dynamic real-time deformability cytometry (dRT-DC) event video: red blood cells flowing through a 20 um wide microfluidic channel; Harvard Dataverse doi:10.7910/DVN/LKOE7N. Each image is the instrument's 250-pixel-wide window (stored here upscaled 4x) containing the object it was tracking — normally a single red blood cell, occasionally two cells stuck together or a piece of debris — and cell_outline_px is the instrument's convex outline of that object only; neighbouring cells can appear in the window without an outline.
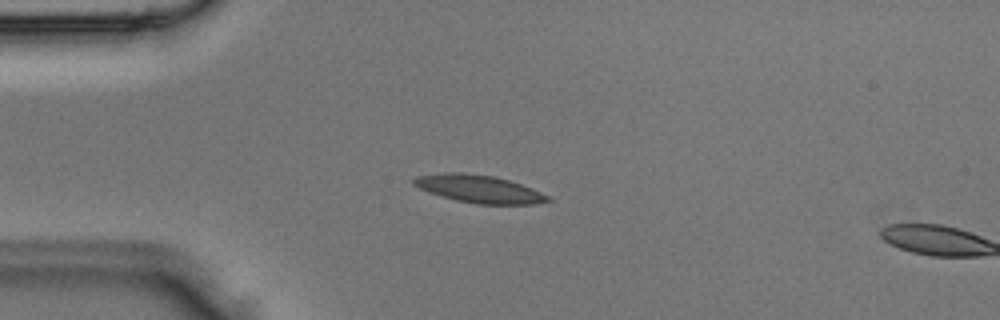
{"species": "Egyptian fruit bat (a non-hibernating species)", "species_latin": "Rousettus aegyptiacus", "temperature_condition": "room temperature", "stored_images_in_passage": 3, "segment_of_instrument_passage": [1, 2], "camera_frame_rate_fps": 3000, "um_per_image_px": 0.085, "animal": {"sex": "male"}, "frame": {"image": 1, "passage_image": 2, "time_ms": 0.333, "image_size_px": [1000, 320], "cell_outline_px": [[552, 200], [536, 204], [476, 204], [456, 200], [428, 192], [412, 184], [412, 180], [416, 176], [444, 172], [464, 172], [496, 176], [520, 184], [540, 192], [548, 196]], "centroid_in_image_um": [40.68, 16.05], "position_along_channel_um": 44.3, "area_um2": 21.62}}